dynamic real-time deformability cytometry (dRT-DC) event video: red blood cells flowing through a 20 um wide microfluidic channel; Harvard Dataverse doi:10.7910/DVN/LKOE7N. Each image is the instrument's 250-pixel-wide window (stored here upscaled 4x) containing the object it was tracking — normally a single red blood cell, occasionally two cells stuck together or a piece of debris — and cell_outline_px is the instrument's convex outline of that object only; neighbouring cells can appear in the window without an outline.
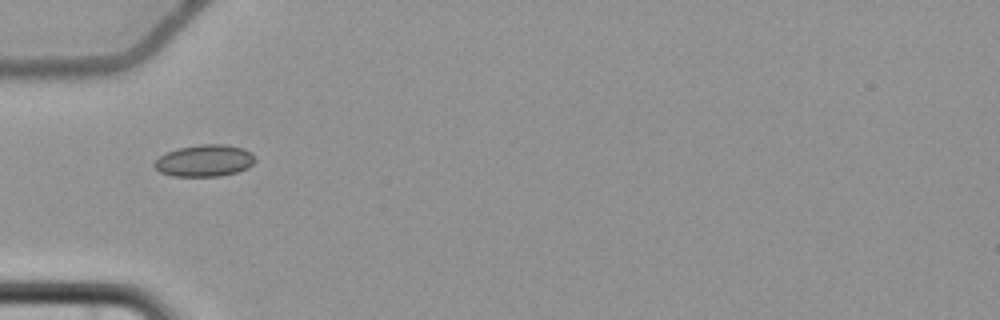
{"species": "common noctule bat (a hibernating species)", "species_latin": "Nyctalus noctula", "temperature_condition": "cold", "stored_images_in_passage": 6, "camera_frame_rate_fps": 3000, "um_per_image_px": 0.085, "animal": {"sex": "female", "body_mass_g": 22.7, "forearm_length_mm": 54.2}, "frame": {"image": 1, "passage_image": 5, "time_ms": 6.0, "image_size_px": [1000, 320], "cell_outline_px": [[256, 160], [248, 168], [236, 172], [220, 176], [172, 176], [160, 172], [152, 164], [160, 156], [176, 148], [200, 144], [228, 144], [244, 148], [252, 152]], "centroid_in_image_um": [17.41, 13.64], "position_along_channel_um": 67.6, "area_um2": 18.84}}
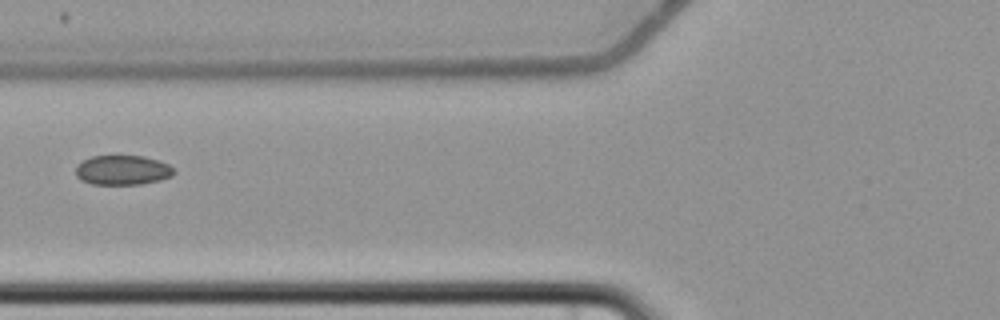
{"frame": {"image": 2, "passage_image": 6, "time_ms": 7.333, "image_size_px": [1000, 320], "cell_outline_px": [[176, 172], [172, 176], [160, 180], [140, 184], [92, 184], [80, 180], [76, 176], [76, 164], [92, 156], [144, 156], [160, 160], [176, 168]], "centroid_in_image_um": [10.45, 14.46], "position_along_channel_um": 115.4, "area_um2": 17.17}}